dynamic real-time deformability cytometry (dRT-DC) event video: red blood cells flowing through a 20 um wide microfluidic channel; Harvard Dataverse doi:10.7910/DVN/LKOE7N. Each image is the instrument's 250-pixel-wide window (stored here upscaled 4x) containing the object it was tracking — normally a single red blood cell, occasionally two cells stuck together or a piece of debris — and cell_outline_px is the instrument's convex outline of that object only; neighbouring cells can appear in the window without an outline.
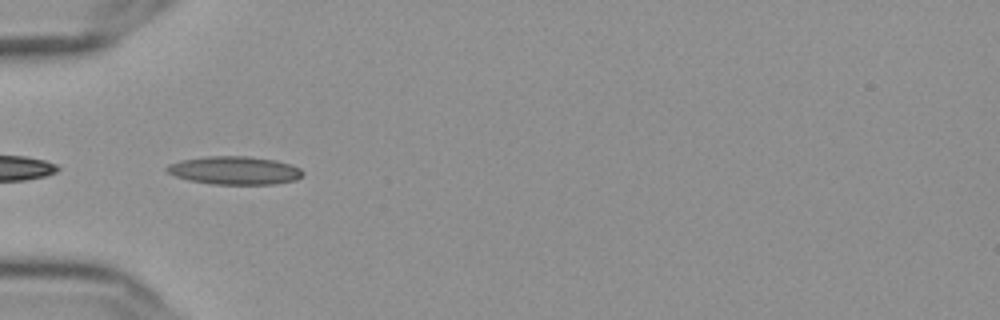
{"species": "Egyptian fruit bat (a non-hibernating species)", "species_latin": "Rousettus aegyptiacus", "temperature_condition": "cold", "stored_images_in_passage": 39, "camera_frame_rate_fps": 3000, "um_per_image_px": 0.085, "frame": {"image": 1, "passage_image": 1, "time_ms": 0.0, "image_size_px": [1000, 320], "cell_outline_px": [[304, 176], [296, 180], [272, 184], [212, 184], [188, 180], [176, 176], [168, 172], [164, 168], [168, 164], [180, 160], [208, 156], [248, 156], [276, 160], [300, 168], [304, 172]], "centroid_in_image_um": [19.94, 14.48], "position_along_channel_um": 65.1, "area_um2": 22.37}}
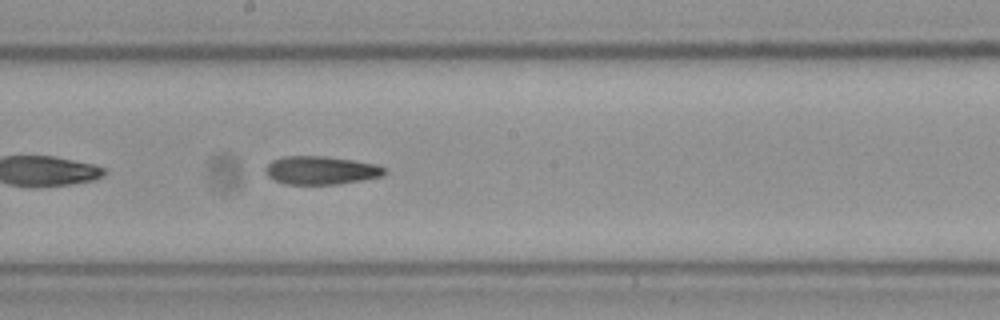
{"frame": {"image": 2, "passage_image": 14, "time_ms": 4.333, "image_size_px": [1000, 320], "cell_outline_px": [[384, 172], [380, 176], [360, 180], [336, 184], [284, 184], [268, 176], [264, 168], [272, 160], [284, 156], [324, 156], [352, 160], [376, 164], [384, 168]], "centroid_in_image_um": [27.22, 14.47], "position_along_channel_um": 221.0, "area_um2": 19.31}}
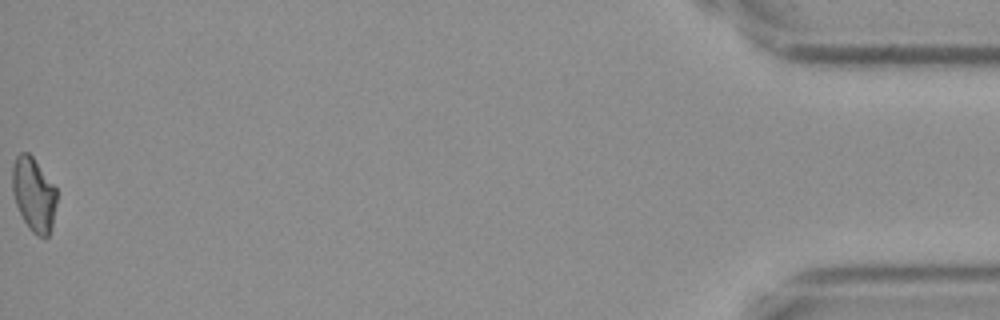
{"frame": {"image": 3, "passage_image": 39, "time_ms": 12.667, "image_size_px": [1000, 320], "cell_outline_px": [[56, 204], [52, 224], [48, 236], [36, 236], [28, 228], [16, 204], [12, 192], [12, 168], [16, 156], [20, 152], [28, 152], [32, 156], [56, 188]], "centroid_in_image_um": [2.85, 16.51], "position_along_channel_um": 432.3, "area_um2": 18.96}, "authors_computed_cell_mechanics": {"area_um2": 19.7676, "velocity_mm_per_s": 3.6408, "shape_relaxation_time_tau1_ms": 8.3093, "shape_relaxation_time_tau2_ms": 4.0694, "deformation_change_tau1": 0.2072, "deformation_change_tau2": 0.1375}}